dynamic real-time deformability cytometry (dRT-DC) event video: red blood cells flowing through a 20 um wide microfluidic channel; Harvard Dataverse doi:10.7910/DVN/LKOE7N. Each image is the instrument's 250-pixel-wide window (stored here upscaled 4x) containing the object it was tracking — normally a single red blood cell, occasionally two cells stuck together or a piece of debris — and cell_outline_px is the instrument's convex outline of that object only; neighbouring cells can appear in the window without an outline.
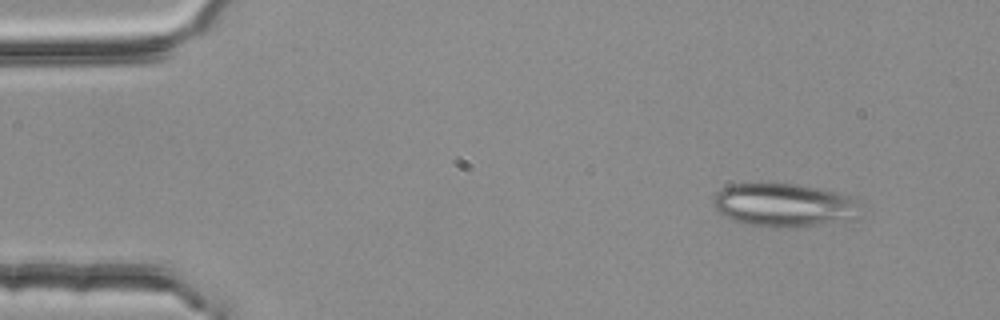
{"species": "common noctule bat (a hibernating species)", "species_latin": "Nyctalus noctula", "temperature_condition": "room temperature", "stored_images_in_passage": 3, "camera_frame_rate_fps": 3000, "um_per_image_px": 0.085, "animal": {"sex": "female", "body_mass_g": 25.1}, "frame": {"image": 1, "passage_image": 1, "time_ms": 0.0, "image_size_px": [1000, 320], "cell_outline_px": [[860, 216], [856, 220], [796, 228], [776, 228], [748, 224], [732, 220], [720, 212], [712, 204], [712, 200], [716, 192], [720, 188], [728, 184], [756, 180], [760, 180], [796, 184], [836, 192], [848, 196], [852, 200]], "centroid_in_image_um": [66.55, 17.41], "position_along_channel_um": 18.4, "area_um2": 38.32}}